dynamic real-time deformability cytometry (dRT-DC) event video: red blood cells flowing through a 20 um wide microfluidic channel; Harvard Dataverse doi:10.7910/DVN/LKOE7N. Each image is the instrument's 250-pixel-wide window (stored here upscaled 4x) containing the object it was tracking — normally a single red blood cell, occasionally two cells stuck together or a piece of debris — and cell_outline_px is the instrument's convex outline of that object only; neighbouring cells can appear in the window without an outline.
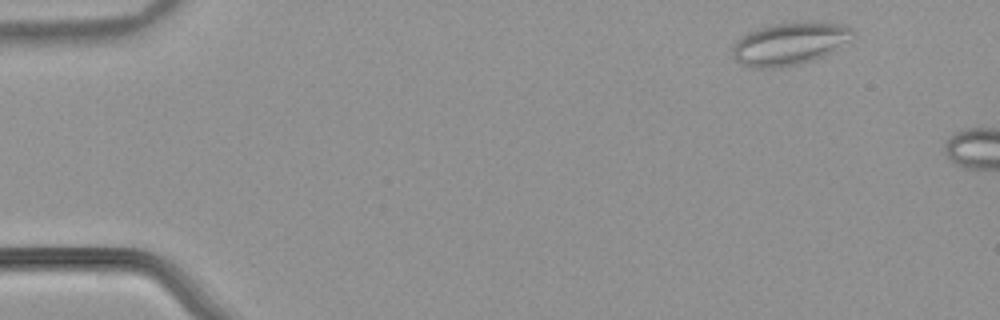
{"species": "common noctule bat (a hibernating species)", "species_latin": "Nyctalus noctula", "temperature_condition": "warm", "stored_images_in_passage": 7, "camera_frame_rate_fps": 3000, "um_per_image_px": 0.085, "animal": {"sex": "male", "body_mass_g": 21.5, "forearm_length_mm": 52.0}, "frame": {"image": 1, "passage_image": 3, "time_ms": 0.667, "image_size_px": [1000, 320], "cell_outline_px": [[856, 40], [812, 60], [800, 64], [784, 68], [748, 68], [740, 64], [732, 56], [732, 48], [736, 40], [740, 36], [756, 28], [772, 24], [804, 20], [816, 20], [840, 24], [852, 28], [856, 32]], "centroid_in_image_um": [67.16, 3.69], "position_along_channel_um": 17.8, "area_um2": 31.04}}